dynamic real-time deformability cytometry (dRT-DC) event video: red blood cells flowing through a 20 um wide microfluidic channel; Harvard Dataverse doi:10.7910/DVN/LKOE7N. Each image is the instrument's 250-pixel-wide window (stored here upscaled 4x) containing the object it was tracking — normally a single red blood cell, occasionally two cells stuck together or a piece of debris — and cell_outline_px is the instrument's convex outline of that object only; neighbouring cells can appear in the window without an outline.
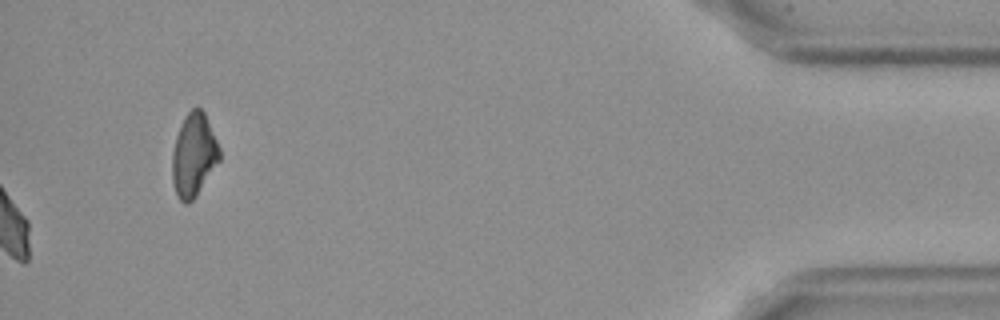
{"species": "Egyptian fruit bat (a non-hibernating species)", "species_latin": "Rousettus aegyptiacus", "temperature_condition": "cold", "stored_images_in_passage": 44, "camera_frame_rate_fps": 3000, "um_per_image_px": 0.085, "frame": {"image": 1, "passage_image": 44, "time_ms": 14.333, "image_size_px": [1000, 320], "cell_outline_px": [[220, 160], [192, 200], [188, 204], [184, 204], [180, 200], [176, 192], [172, 180], [172, 152], [176, 136], [184, 116], [192, 108], [200, 108], [204, 112], [220, 148]], "centroid_in_image_um": [16.46, 13.16], "position_along_channel_um": 418.7, "area_um2": 22.66}, "authors_computed_cell_mechanics": {"area_um2": 21.2126, "velocity_mm_per_s": 3.6119, "shape_relaxation_time_tau1_ms": null, "shape_relaxation_time_tau2_ms": 2.0328, "deformation_change_tau1": null, "deformation_change_tau2": 0.0533}}